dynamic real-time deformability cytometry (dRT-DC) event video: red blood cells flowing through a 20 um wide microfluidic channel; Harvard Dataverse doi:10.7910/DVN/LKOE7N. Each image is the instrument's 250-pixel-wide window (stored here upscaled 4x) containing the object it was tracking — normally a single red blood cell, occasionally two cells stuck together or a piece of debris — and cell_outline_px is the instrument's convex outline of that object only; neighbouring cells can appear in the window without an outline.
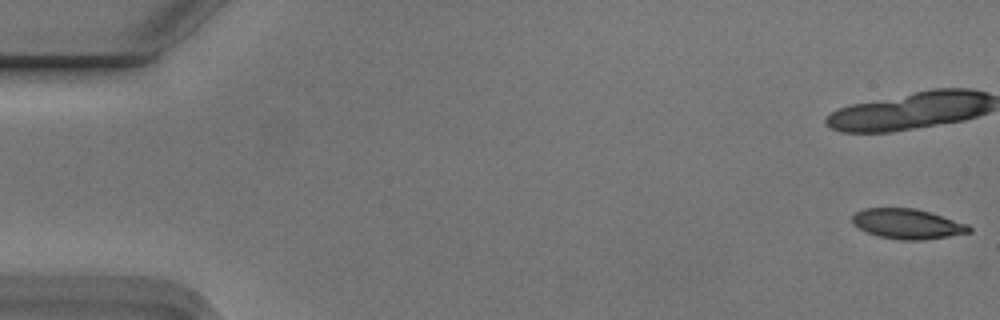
{"species": "Egyptian fruit bat (a non-hibernating species)", "species_latin": "Rousettus aegyptiacus", "temperature_condition": "cold", "stored_images_in_passage": 6, "camera_frame_rate_fps": 3000, "um_per_image_px": 0.085, "animal": {"sex": "male"}, "frame": {"image": 1, "passage_image": 1, "time_ms": 0.0, "image_size_px": [1000, 320], "cell_outline_px": [[972, 232], [924, 240], [900, 240], [880, 236], [868, 232], [852, 224], [852, 216], [856, 212], [864, 208], [916, 208], [968, 224], [972, 228]], "centroid_in_image_um": [77.14, 19.03], "position_along_channel_um": 7.9, "area_um2": 20.35}}